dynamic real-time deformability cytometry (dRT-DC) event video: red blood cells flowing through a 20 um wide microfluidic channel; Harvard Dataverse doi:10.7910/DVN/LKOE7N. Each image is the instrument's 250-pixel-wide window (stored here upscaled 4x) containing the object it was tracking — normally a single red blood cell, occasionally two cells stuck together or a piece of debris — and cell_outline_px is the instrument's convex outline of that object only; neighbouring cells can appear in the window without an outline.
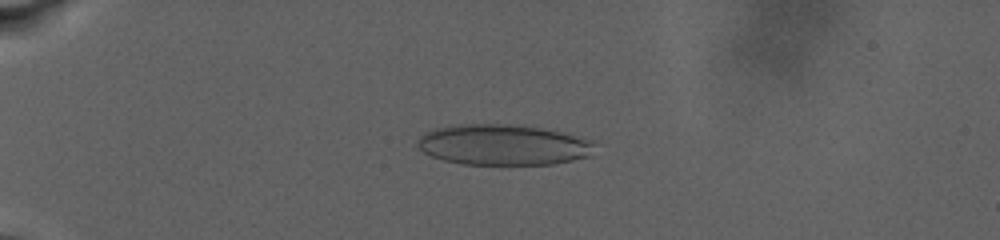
{"species": "human", "species_latin": "Homo sapiens", "temperature_condition": "warm", "stored_images_in_passage": 107, "camera_frame_rate_fps": 3000, "um_per_image_px": 0.085, "donor": {"sex": "male"}, "frame": {"image": 1, "passage_image": 33, "time_ms": 7.333, "image_size_px": [1000, 240], "cell_outline_px": [[596, 140], [592, 156], [552, 164], [464, 164], [444, 160], [432, 156], [424, 152], [416, 144], [420, 136], [424, 132], [436, 128], [456, 124], [524, 124], [564, 132]], "centroid_in_image_um": [42.84, 12.29], "position_along_channel_um": 42.2, "area_um2": 42.6}}
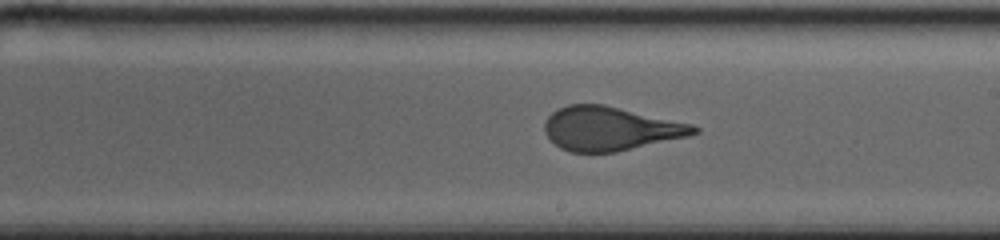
{"frame": {"image": 2, "passage_image": 77, "time_ms": 17.0, "image_size_px": [1000, 240], "cell_outline_px": [[700, 132], [688, 136], [616, 152], [572, 152], [560, 148], [544, 132], [544, 124], [548, 116], [552, 112], [568, 104], [604, 104], [692, 124], [700, 128]], "centroid_in_image_um": [51.87, 10.93], "position_along_channel_um": 237.1, "area_um2": 37.97}}
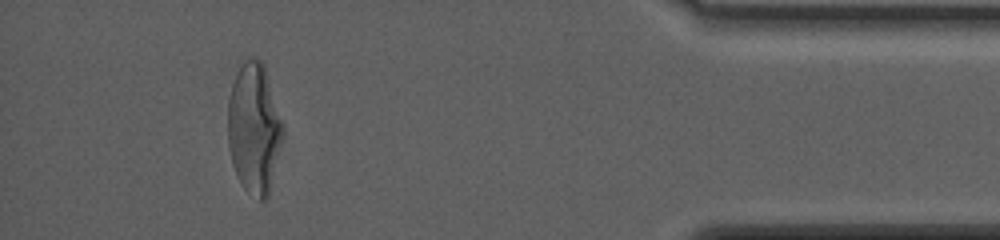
{"frame": {"image": 3, "passage_image": 101, "time_ms": 25.333, "image_size_px": [1000, 240], "cell_outline_px": [[284, 132], [268, 196], [264, 200], [260, 200], [244, 188], [240, 184], [236, 176], [232, 164], [228, 144], [228, 100], [232, 84], [240, 60], [248, 56], [252, 56], [260, 60], [264, 64], [284, 124]], "centroid_in_image_um": [21.59, 10.84], "position_along_channel_um": 413.6, "area_um2": 42.31}, "authors_computed_cell_mechanics": {"area_um2": 42.194, "velocity_mm_per_s": 2.634, "shape_relaxation_time_tau1_ms": 9.9754, "shape_relaxation_time_tau2_ms": null, "deformation_change_tau1": 0.2497, "deformation_change_tau2": null}}